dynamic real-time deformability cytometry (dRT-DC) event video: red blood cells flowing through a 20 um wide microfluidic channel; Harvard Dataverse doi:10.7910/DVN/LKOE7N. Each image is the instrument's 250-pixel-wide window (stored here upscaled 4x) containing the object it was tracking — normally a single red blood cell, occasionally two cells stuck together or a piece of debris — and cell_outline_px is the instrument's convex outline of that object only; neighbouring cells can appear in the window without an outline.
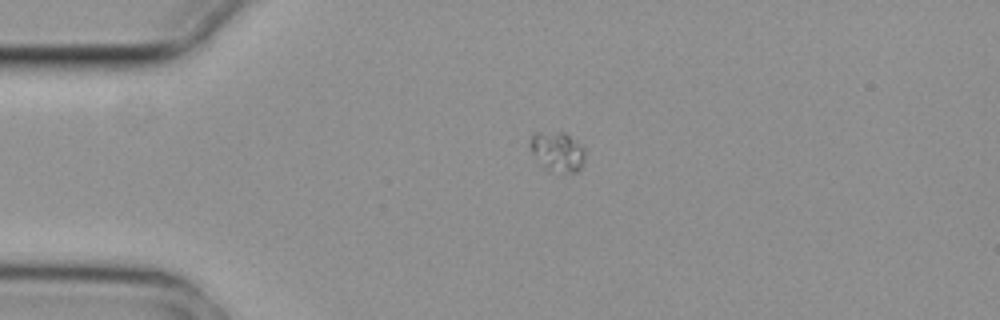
{"species": "common noctule bat (a hibernating species)", "species_latin": "Nyctalus noctula", "temperature_condition": "cold", "stored_images_in_passage": 3, "camera_frame_rate_fps": 3000, "um_per_image_px": 0.085, "animal": {"sex": "female", "body_mass_g": 29.2, "forearm_length_mm": 56.3}, "frame": {"image": 1, "passage_image": 1, "time_ms": 0.0, "image_size_px": [1000, 320], "cell_outline_px": [[584, 160], [580, 168], [576, 172], [552, 172], [544, 168], [532, 152], [528, 144], [532, 132], [564, 132], [580, 144], [584, 148]], "centroid_in_image_um": [47.35, 12.87], "position_along_channel_um": 37.7, "area_um2": 12.77}}